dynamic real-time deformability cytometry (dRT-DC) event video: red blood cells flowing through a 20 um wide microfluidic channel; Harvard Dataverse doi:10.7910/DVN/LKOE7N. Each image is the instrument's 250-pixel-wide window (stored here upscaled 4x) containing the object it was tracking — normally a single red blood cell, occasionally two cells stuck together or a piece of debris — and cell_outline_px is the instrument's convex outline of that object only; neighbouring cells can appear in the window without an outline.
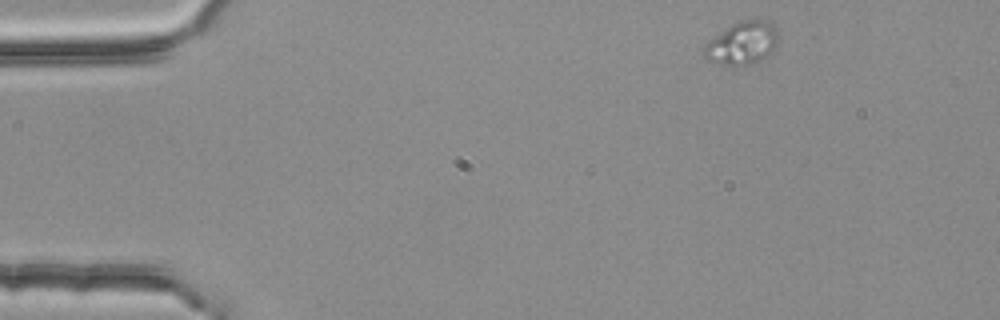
{"species": "common noctule bat (a hibernating species)", "species_latin": "Nyctalus noctula", "temperature_condition": "room temperature", "stored_images_in_passage": 2, "camera_frame_rate_fps": 3000, "um_per_image_px": 0.085, "animal": {"sex": "female", "body_mass_g": 25.1}, "frame": {"image": 1, "passage_image": 1, "time_ms": 0.0, "image_size_px": [1000, 320], "cell_outline_px": [[780, 36], [776, 44], [768, 56], [748, 64], [724, 64], [704, 60], [704, 48], [716, 36], [732, 24], [740, 20], [764, 20], [772, 24], [776, 28]], "centroid_in_image_um": [63.13, 3.65], "position_along_channel_um": 21.9, "area_um2": 17.98}}